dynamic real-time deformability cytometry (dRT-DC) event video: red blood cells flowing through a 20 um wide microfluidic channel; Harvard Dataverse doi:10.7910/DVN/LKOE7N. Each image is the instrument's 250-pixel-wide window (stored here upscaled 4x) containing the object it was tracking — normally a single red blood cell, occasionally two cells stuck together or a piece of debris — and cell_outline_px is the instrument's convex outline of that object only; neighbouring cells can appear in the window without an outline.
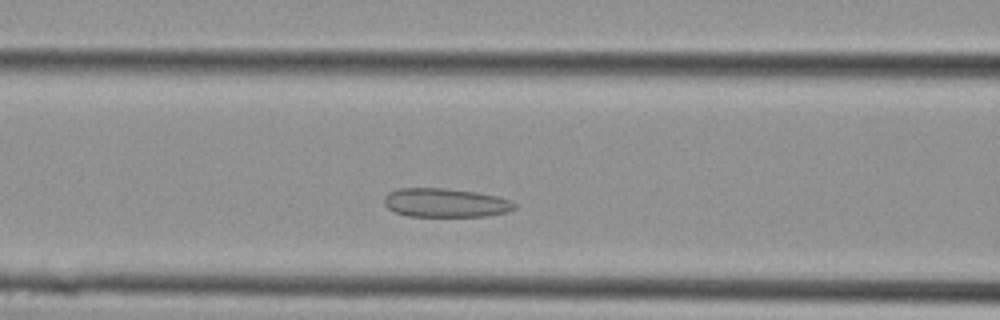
{"species": "Egyptian fruit bat (a non-hibernating species)", "species_latin": "Rousettus aegyptiacus", "temperature_condition": "cold", "stored_images_in_passage": 10, "camera_frame_rate_fps": 3000, "um_per_image_px": 0.085, "animal": {"sex": "female"}, "frame": {"image": 1, "passage_image": 6, "time_ms": 1.667, "image_size_px": [1000, 320], "cell_outline_px": [[516, 208], [508, 212], [488, 216], [408, 216], [396, 212], [388, 208], [384, 204], [384, 196], [388, 192], [400, 188], [444, 188], [476, 192], [496, 196], [512, 200], [516, 204]], "centroid_in_image_um": [37.88, 17.23], "position_along_channel_um": 128.7, "area_um2": 22.02}}
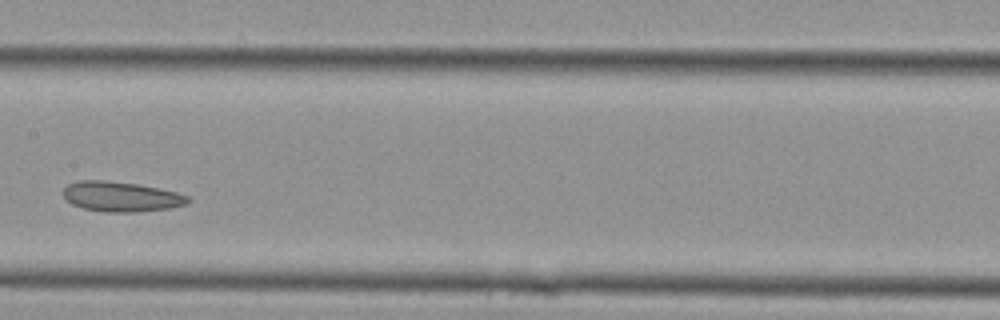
{"frame": {"image": 2, "passage_image": 9, "time_ms": 2.667, "image_size_px": [1000, 320], "cell_outline_px": [[192, 200], [184, 204], [168, 208], [136, 212], [108, 212], [84, 208], [72, 204], [64, 200], [64, 188], [68, 184], [80, 180], [108, 180], [136, 184], [176, 192], [188, 196]], "centroid_in_image_um": [10.26, 16.71], "position_along_channel_um": 197.1, "area_um2": 21.62}}